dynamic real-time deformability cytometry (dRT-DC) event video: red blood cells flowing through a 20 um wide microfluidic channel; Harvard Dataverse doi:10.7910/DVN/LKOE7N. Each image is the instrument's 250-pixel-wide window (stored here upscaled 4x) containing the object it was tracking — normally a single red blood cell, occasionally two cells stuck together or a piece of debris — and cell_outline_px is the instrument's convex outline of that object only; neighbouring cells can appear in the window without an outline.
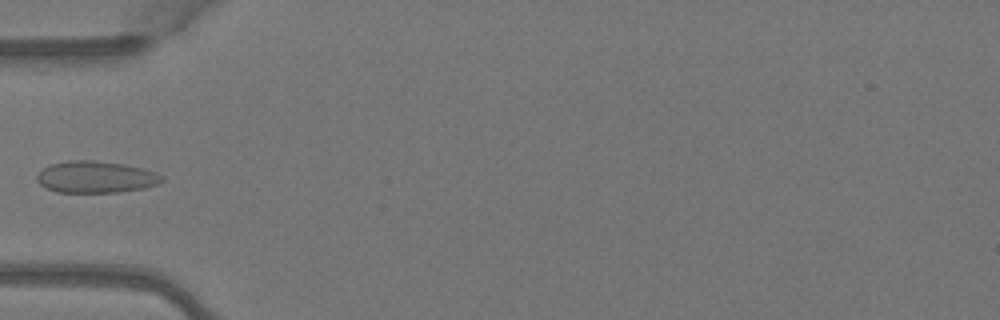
{"species": "Egyptian fruit bat (a non-hibernating species)", "species_latin": "Rousettus aegyptiacus", "temperature_condition": "warm", "stored_images_in_passage": 4, "camera_frame_rate_fps": 3000, "um_per_image_px": 0.085, "animal": {"sex": "female"}, "frame": {"image": 1, "passage_image": 4, "time_ms": 1.0, "image_size_px": [1000, 320], "cell_outline_px": [[164, 180], [156, 184], [144, 188], [120, 192], [56, 192], [40, 184], [36, 180], [36, 176], [48, 164], [68, 160], [92, 160], [124, 164], [156, 172], [164, 176]], "centroid_in_image_um": [8.13, 15.04], "position_along_channel_um": 76.9, "area_um2": 23.12}}